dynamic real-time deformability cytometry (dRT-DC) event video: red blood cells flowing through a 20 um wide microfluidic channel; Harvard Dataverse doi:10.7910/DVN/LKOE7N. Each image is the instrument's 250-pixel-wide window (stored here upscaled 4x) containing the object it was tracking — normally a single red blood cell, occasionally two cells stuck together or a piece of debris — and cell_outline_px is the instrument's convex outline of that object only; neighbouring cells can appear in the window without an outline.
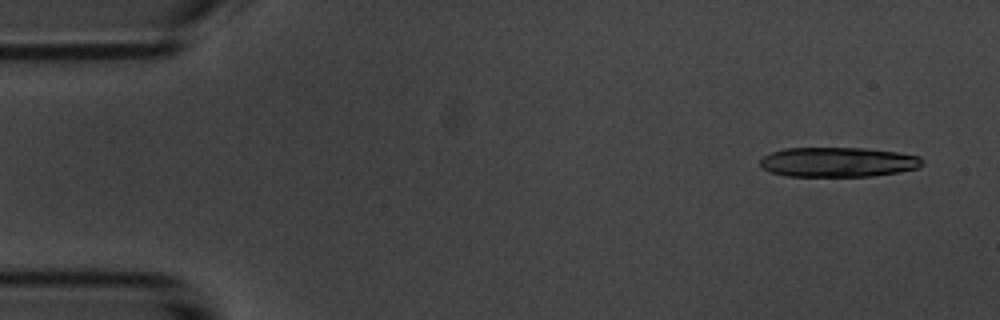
{"species": "common noctule bat (a hibernating species)", "species_latin": "Nyctalus noctula", "temperature_condition": "room temperature", "stored_images_in_passage": 13, "camera_frame_rate_fps": 3000, "um_per_image_px": 0.085, "animal": {"sex": "male", "body_mass_g": 20.1, "forearm_length_mm": 53.5}, "frame": {"image": 1, "passage_image": 1, "time_ms": 0.0, "image_size_px": [1000, 320], "cell_outline_px": [[924, 164], [916, 168], [896, 172], [872, 176], [784, 176], [772, 172], [764, 168], [760, 164], [760, 160], [764, 156], [772, 152], [784, 148], [864, 148], [896, 152], [920, 156], [924, 160]], "centroid_in_image_um": [71.24, 13.77], "position_along_channel_um": 13.8, "area_um2": 27.98}}